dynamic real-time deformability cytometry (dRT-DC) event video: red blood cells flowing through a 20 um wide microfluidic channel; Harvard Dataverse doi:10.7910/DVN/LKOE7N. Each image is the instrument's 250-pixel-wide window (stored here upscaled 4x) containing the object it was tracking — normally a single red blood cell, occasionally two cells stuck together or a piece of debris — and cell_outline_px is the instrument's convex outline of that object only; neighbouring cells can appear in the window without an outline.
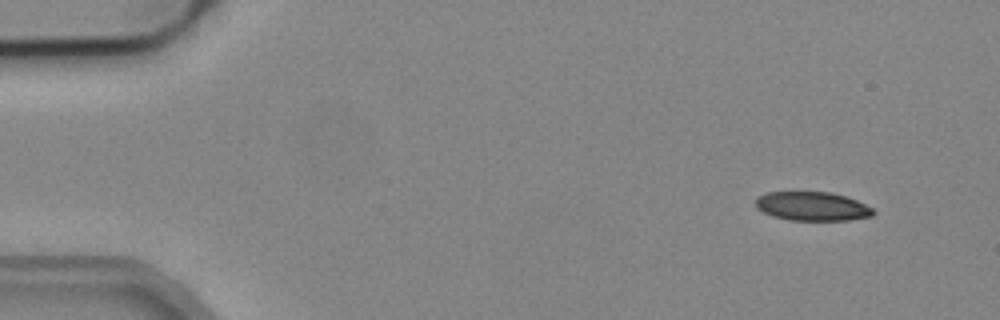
{"species": "common noctule bat (a hibernating species)", "species_latin": "Nyctalus noctula", "temperature_condition": "cold", "stored_images_in_passage": 5, "camera_frame_rate_fps": 3000, "um_per_image_px": 0.085, "animal": {"sex": "male", "body_mass_g": 19.2, "forearm_length_mm": 51.8}, "frame": {"image": 1, "passage_image": 1, "time_ms": 0.0, "image_size_px": [1000, 320], "cell_outline_px": [[876, 212], [872, 216], [848, 220], [788, 220], [772, 216], [756, 208], [756, 196], [768, 192], [832, 192], [856, 200], [872, 208]], "centroid_in_image_um": [69.02, 17.53], "position_along_channel_um": 16.0, "area_um2": 19.83}}
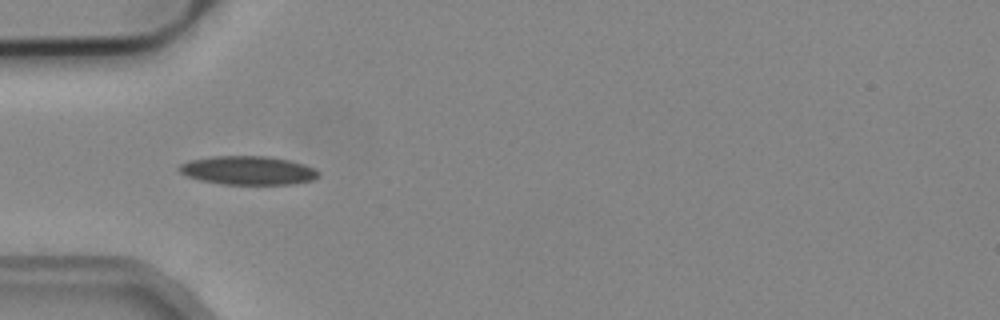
{"frame": {"image": 2, "passage_image": 4, "time_ms": 1.0, "image_size_px": [1000, 320], "cell_outline_px": [[320, 172], [312, 180], [292, 184], [224, 184], [200, 180], [188, 176], [180, 172], [176, 168], [180, 164], [188, 160], [212, 156], [268, 156], [288, 160], [304, 164]], "centroid_in_image_um": [21.03, 14.47], "position_along_channel_um": 64.0, "area_um2": 23.18}}